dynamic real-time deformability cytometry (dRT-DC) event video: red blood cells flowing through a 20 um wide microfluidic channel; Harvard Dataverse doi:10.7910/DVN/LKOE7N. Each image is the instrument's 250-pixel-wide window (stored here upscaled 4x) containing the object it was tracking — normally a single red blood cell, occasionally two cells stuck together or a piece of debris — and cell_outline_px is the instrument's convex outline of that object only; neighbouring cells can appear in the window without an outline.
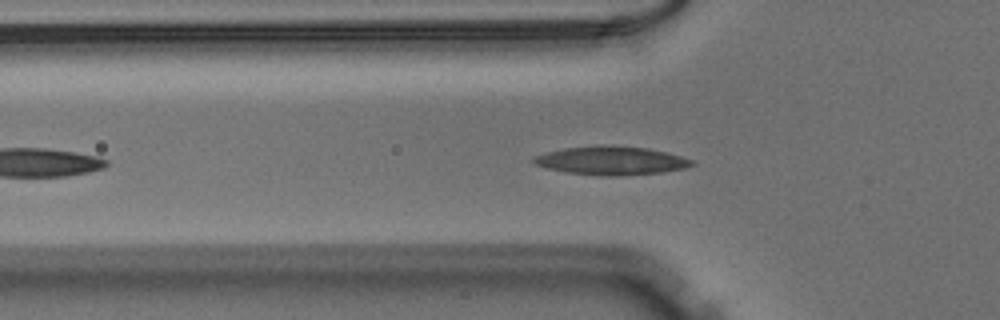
{"species": "Egyptian fruit bat (a non-hibernating species)", "species_latin": "Rousettus aegyptiacus", "temperature_condition": "warm", "stored_images_in_passage": 38, "camera_frame_rate_fps": 3000, "um_per_image_px": 0.085, "animal": {"sex": "male"}, "frame": {"image": 1, "passage_image": 7, "time_ms": 2.0, "image_size_px": [1000, 320], "cell_outline_px": [[696, 164], [684, 168], [664, 172], [620, 176], [600, 176], [568, 172], [548, 168], [532, 164], [532, 156], [564, 148], [600, 144], [612, 144], [648, 148], [668, 152], [696, 160]], "centroid_in_image_um": [51.99, 13.64], "position_along_channel_um": 73.8, "area_um2": 26.88}}
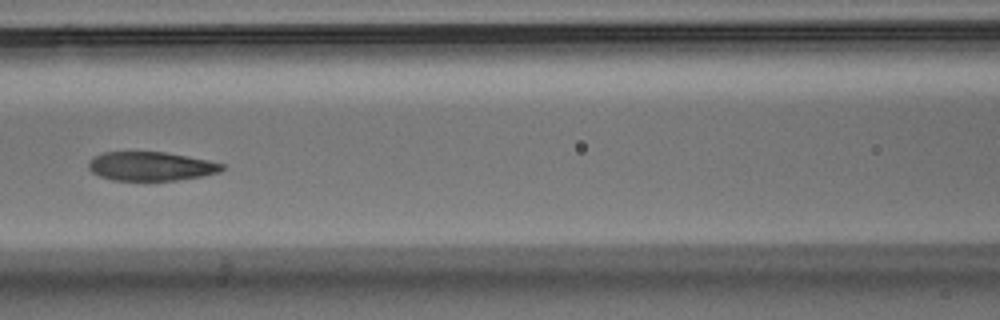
{"frame": {"image": 2, "passage_image": 13, "time_ms": 4.0, "image_size_px": [1000, 320], "cell_outline_px": [[224, 168], [220, 172], [200, 176], [176, 180], [112, 180], [100, 176], [92, 172], [88, 168], [88, 160], [92, 156], [104, 152], [164, 152], [188, 156], [208, 160], [224, 164]], "centroid_in_image_um": [12.79, 14.12], "position_along_channel_um": 153.8, "area_um2": 22.48}}
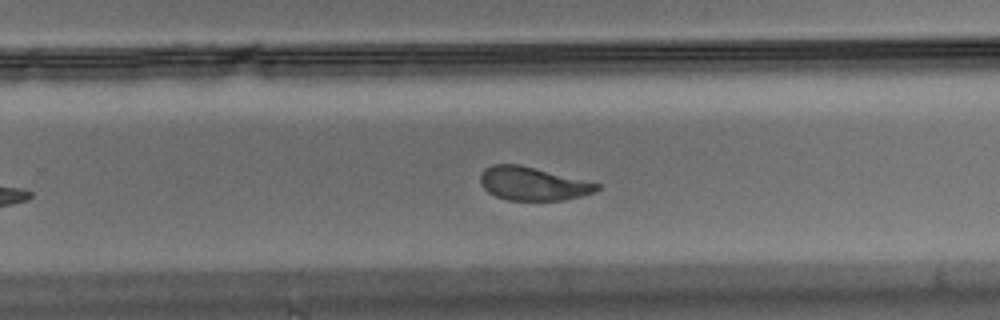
{"frame": {"image": 3, "passage_image": 23, "time_ms": 7.333, "image_size_px": [1000, 320], "cell_outline_px": [[600, 188], [596, 192], [564, 200], [508, 200], [496, 196], [488, 192], [480, 184], [480, 172], [484, 168], [492, 164], [520, 164], [600, 184]], "centroid_in_image_um": [45.26, 15.6], "position_along_channel_um": 284.5, "area_um2": 22.72}}